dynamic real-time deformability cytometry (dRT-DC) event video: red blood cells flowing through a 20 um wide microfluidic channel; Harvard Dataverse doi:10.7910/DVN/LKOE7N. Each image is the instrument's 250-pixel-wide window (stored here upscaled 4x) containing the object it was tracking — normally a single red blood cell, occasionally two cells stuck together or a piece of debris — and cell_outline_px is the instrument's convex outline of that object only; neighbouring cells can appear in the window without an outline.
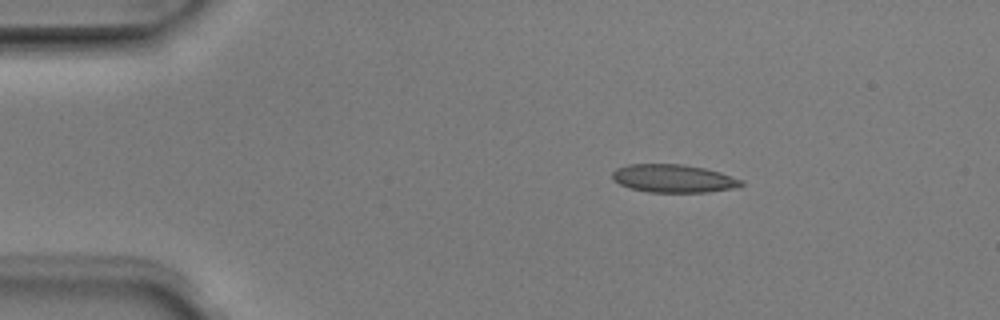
{"species": "Egyptian fruit bat (a non-hibernating species)", "species_latin": "Rousettus aegyptiacus", "temperature_condition": "room temperature", "stored_images_in_passage": 6, "camera_frame_rate_fps": 3000, "um_per_image_px": 0.085, "animal": {"sex": "male"}, "frame": {"image": 1, "passage_image": 3, "time_ms": 0.667, "image_size_px": [1000, 320], "cell_outline_px": [[744, 184], [740, 188], [708, 192], [648, 192], [628, 188], [612, 180], [612, 172], [616, 168], [628, 164], [684, 164], [704, 168], [720, 172], [744, 180]], "centroid_in_image_um": [57.27, 15.17], "position_along_channel_um": 27.7, "area_um2": 21.44}}
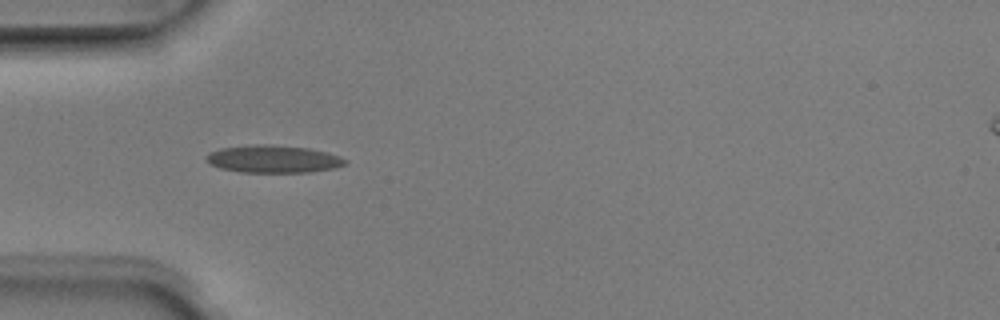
{"frame": {"image": 2, "passage_image": 5, "time_ms": 1.333, "image_size_px": [1000, 320], "cell_outline_px": [[348, 160], [344, 164], [336, 168], [308, 172], [240, 172], [220, 168], [208, 164], [204, 160], [204, 156], [208, 152], [220, 148], [252, 144], [272, 144], [308, 148], [340, 156]], "centroid_in_image_um": [23.15, 13.51], "position_along_channel_um": 61.8, "area_um2": 22.54}}
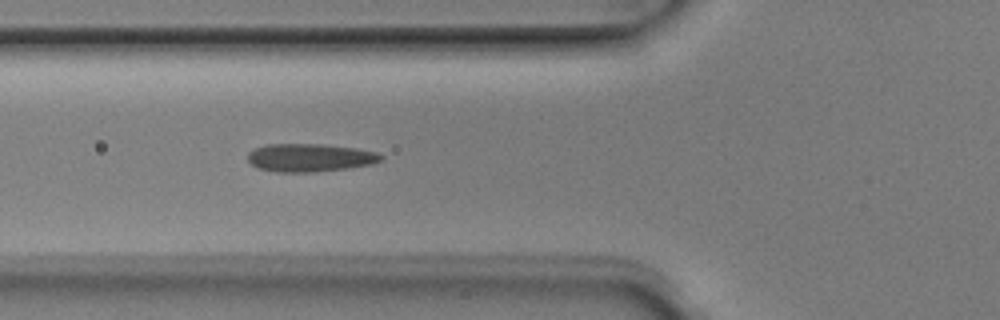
{"frame": {"image": 3, "passage_image": 6, "time_ms": 1.667, "image_size_px": [1000, 320], "cell_outline_px": [[384, 156], [380, 160], [372, 164], [348, 168], [316, 172], [276, 172], [260, 168], [252, 164], [248, 160], [248, 152], [252, 148], [264, 144], [324, 144], [356, 148], [376, 152]], "centroid_in_image_um": [26.32, 13.39], "position_along_channel_um": 99.5, "area_um2": 21.91}}